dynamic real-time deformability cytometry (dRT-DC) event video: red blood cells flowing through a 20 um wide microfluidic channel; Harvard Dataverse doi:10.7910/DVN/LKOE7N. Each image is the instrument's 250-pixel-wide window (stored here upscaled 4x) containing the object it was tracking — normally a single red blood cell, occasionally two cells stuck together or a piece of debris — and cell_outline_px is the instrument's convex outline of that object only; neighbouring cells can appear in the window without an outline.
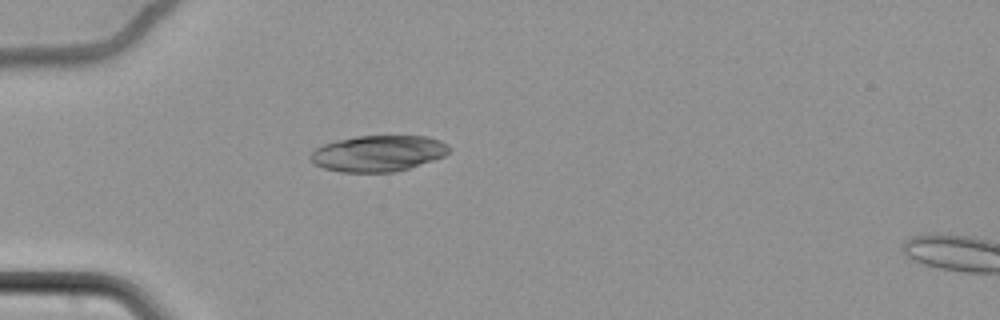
{"species": "common noctule bat (a hibernating species)", "species_latin": "Nyctalus noctula", "temperature_condition": "cold", "stored_images_in_passage": 2, "camera_frame_rate_fps": 3000, "um_per_image_px": 0.085, "animal": {"sex": "female", "body_mass_g": 22.7, "forearm_length_mm": 54.2}, "frame": {"image": 1, "passage_image": 1, "time_ms": 0.0, "image_size_px": [1000, 320], "cell_outline_px": [[452, 148], [444, 156], [396, 172], [340, 172], [324, 168], [316, 164], [308, 156], [316, 148], [324, 144], [336, 140], [356, 136], [428, 136], [440, 140], [448, 144]], "centroid_in_image_um": [32.16, 13.03], "position_along_channel_um": 52.8, "area_um2": 29.13}}